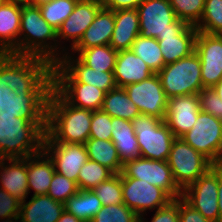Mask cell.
I'll list each match as a JSON object with an SVG mask.
<instances>
[{"instance_id":"obj_1","label":"cell","mask_w":222,"mask_h":222,"mask_svg":"<svg viewBox=\"0 0 222 222\" xmlns=\"http://www.w3.org/2000/svg\"><path fill=\"white\" fill-rule=\"evenodd\" d=\"M92 110L68 104L52 89L47 104L43 142L85 144L90 136Z\"/></svg>"},{"instance_id":"obj_2","label":"cell","mask_w":222,"mask_h":222,"mask_svg":"<svg viewBox=\"0 0 222 222\" xmlns=\"http://www.w3.org/2000/svg\"><path fill=\"white\" fill-rule=\"evenodd\" d=\"M46 122L0 112V159L26 158L43 150Z\"/></svg>"},{"instance_id":"obj_3","label":"cell","mask_w":222,"mask_h":222,"mask_svg":"<svg viewBox=\"0 0 222 222\" xmlns=\"http://www.w3.org/2000/svg\"><path fill=\"white\" fill-rule=\"evenodd\" d=\"M18 55L41 57L52 65L58 62L57 30L42 17L38 5L22 3Z\"/></svg>"},{"instance_id":"obj_4","label":"cell","mask_w":222,"mask_h":222,"mask_svg":"<svg viewBox=\"0 0 222 222\" xmlns=\"http://www.w3.org/2000/svg\"><path fill=\"white\" fill-rule=\"evenodd\" d=\"M52 67L41 57L3 54V81L16 95L29 94L52 72Z\"/></svg>"},{"instance_id":"obj_5","label":"cell","mask_w":222,"mask_h":222,"mask_svg":"<svg viewBox=\"0 0 222 222\" xmlns=\"http://www.w3.org/2000/svg\"><path fill=\"white\" fill-rule=\"evenodd\" d=\"M166 97L186 96L203 89L201 60L196 52L165 65L158 73Z\"/></svg>"},{"instance_id":"obj_6","label":"cell","mask_w":222,"mask_h":222,"mask_svg":"<svg viewBox=\"0 0 222 222\" xmlns=\"http://www.w3.org/2000/svg\"><path fill=\"white\" fill-rule=\"evenodd\" d=\"M140 156L167 161L176 138L164 120L140 113L132 121Z\"/></svg>"},{"instance_id":"obj_7","label":"cell","mask_w":222,"mask_h":222,"mask_svg":"<svg viewBox=\"0 0 222 222\" xmlns=\"http://www.w3.org/2000/svg\"><path fill=\"white\" fill-rule=\"evenodd\" d=\"M137 12L140 35L145 38L180 35L189 26L177 18L169 0H143Z\"/></svg>"},{"instance_id":"obj_8","label":"cell","mask_w":222,"mask_h":222,"mask_svg":"<svg viewBox=\"0 0 222 222\" xmlns=\"http://www.w3.org/2000/svg\"><path fill=\"white\" fill-rule=\"evenodd\" d=\"M167 161L173 179L182 191L213 166L205 156L187 144L181 137L174 139Z\"/></svg>"},{"instance_id":"obj_9","label":"cell","mask_w":222,"mask_h":222,"mask_svg":"<svg viewBox=\"0 0 222 222\" xmlns=\"http://www.w3.org/2000/svg\"><path fill=\"white\" fill-rule=\"evenodd\" d=\"M181 138L213 165L222 164V120L200 111L193 127Z\"/></svg>"},{"instance_id":"obj_10","label":"cell","mask_w":222,"mask_h":222,"mask_svg":"<svg viewBox=\"0 0 222 222\" xmlns=\"http://www.w3.org/2000/svg\"><path fill=\"white\" fill-rule=\"evenodd\" d=\"M53 89L74 107L101 110L106 92L77 82L58 62L53 64Z\"/></svg>"},{"instance_id":"obj_11","label":"cell","mask_w":222,"mask_h":222,"mask_svg":"<svg viewBox=\"0 0 222 222\" xmlns=\"http://www.w3.org/2000/svg\"><path fill=\"white\" fill-rule=\"evenodd\" d=\"M121 178L145 180L164 190L172 199L182 197V190L175 183L168 161L138 157L123 164Z\"/></svg>"},{"instance_id":"obj_12","label":"cell","mask_w":222,"mask_h":222,"mask_svg":"<svg viewBox=\"0 0 222 222\" xmlns=\"http://www.w3.org/2000/svg\"><path fill=\"white\" fill-rule=\"evenodd\" d=\"M182 198L211 222H220L218 209V165L182 191Z\"/></svg>"},{"instance_id":"obj_13","label":"cell","mask_w":222,"mask_h":222,"mask_svg":"<svg viewBox=\"0 0 222 222\" xmlns=\"http://www.w3.org/2000/svg\"><path fill=\"white\" fill-rule=\"evenodd\" d=\"M53 89V73L51 72L31 93L16 95L10 93L9 109L4 114L25 118L29 122H47V104Z\"/></svg>"},{"instance_id":"obj_14","label":"cell","mask_w":222,"mask_h":222,"mask_svg":"<svg viewBox=\"0 0 222 222\" xmlns=\"http://www.w3.org/2000/svg\"><path fill=\"white\" fill-rule=\"evenodd\" d=\"M123 203L139 217L146 211L166 206L173 199L161 188L145 180L122 178Z\"/></svg>"},{"instance_id":"obj_15","label":"cell","mask_w":222,"mask_h":222,"mask_svg":"<svg viewBox=\"0 0 222 222\" xmlns=\"http://www.w3.org/2000/svg\"><path fill=\"white\" fill-rule=\"evenodd\" d=\"M124 90L140 113L165 119L168 98L156 73L141 82L127 85Z\"/></svg>"},{"instance_id":"obj_16","label":"cell","mask_w":222,"mask_h":222,"mask_svg":"<svg viewBox=\"0 0 222 222\" xmlns=\"http://www.w3.org/2000/svg\"><path fill=\"white\" fill-rule=\"evenodd\" d=\"M102 6L101 0H81L77 2L73 12L57 30V39L60 40L58 41V61L68 51L66 50L68 48L61 46L63 42L61 40H69L72 50L78 44L86 29L92 24Z\"/></svg>"},{"instance_id":"obj_17","label":"cell","mask_w":222,"mask_h":222,"mask_svg":"<svg viewBox=\"0 0 222 222\" xmlns=\"http://www.w3.org/2000/svg\"><path fill=\"white\" fill-rule=\"evenodd\" d=\"M195 52L201 60L203 88H213L222 79V35L198 31Z\"/></svg>"},{"instance_id":"obj_18","label":"cell","mask_w":222,"mask_h":222,"mask_svg":"<svg viewBox=\"0 0 222 222\" xmlns=\"http://www.w3.org/2000/svg\"><path fill=\"white\" fill-rule=\"evenodd\" d=\"M43 151L52 160L55 172L77 183L80 169L88 160L85 144L43 142Z\"/></svg>"},{"instance_id":"obj_19","label":"cell","mask_w":222,"mask_h":222,"mask_svg":"<svg viewBox=\"0 0 222 222\" xmlns=\"http://www.w3.org/2000/svg\"><path fill=\"white\" fill-rule=\"evenodd\" d=\"M200 111L198 95L172 97L167 100L164 121L175 137H181L193 127Z\"/></svg>"},{"instance_id":"obj_20","label":"cell","mask_w":222,"mask_h":222,"mask_svg":"<svg viewBox=\"0 0 222 222\" xmlns=\"http://www.w3.org/2000/svg\"><path fill=\"white\" fill-rule=\"evenodd\" d=\"M58 63L79 83H85L104 90L115 89L113 71L100 72L84 65L74 54L65 53Z\"/></svg>"},{"instance_id":"obj_21","label":"cell","mask_w":222,"mask_h":222,"mask_svg":"<svg viewBox=\"0 0 222 222\" xmlns=\"http://www.w3.org/2000/svg\"><path fill=\"white\" fill-rule=\"evenodd\" d=\"M22 3L7 1L0 7V54L18 55Z\"/></svg>"},{"instance_id":"obj_22","label":"cell","mask_w":222,"mask_h":222,"mask_svg":"<svg viewBox=\"0 0 222 222\" xmlns=\"http://www.w3.org/2000/svg\"><path fill=\"white\" fill-rule=\"evenodd\" d=\"M0 188L21 201L27 199L31 193L28 190L27 157L0 159Z\"/></svg>"},{"instance_id":"obj_23","label":"cell","mask_w":222,"mask_h":222,"mask_svg":"<svg viewBox=\"0 0 222 222\" xmlns=\"http://www.w3.org/2000/svg\"><path fill=\"white\" fill-rule=\"evenodd\" d=\"M113 74L116 86L124 88L141 82L154 73L139 56L129 49L118 52Z\"/></svg>"},{"instance_id":"obj_24","label":"cell","mask_w":222,"mask_h":222,"mask_svg":"<svg viewBox=\"0 0 222 222\" xmlns=\"http://www.w3.org/2000/svg\"><path fill=\"white\" fill-rule=\"evenodd\" d=\"M65 210L63 203L45 195L31 196L21 202L18 222H57Z\"/></svg>"},{"instance_id":"obj_25","label":"cell","mask_w":222,"mask_h":222,"mask_svg":"<svg viewBox=\"0 0 222 222\" xmlns=\"http://www.w3.org/2000/svg\"><path fill=\"white\" fill-rule=\"evenodd\" d=\"M114 27V11L102 6L92 24L86 29L78 44L71 51H82L95 46L110 45Z\"/></svg>"},{"instance_id":"obj_26","label":"cell","mask_w":222,"mask_h":222,"mask_svg":"<svg viewBox=\"0 0 222 222\" xmlns=\"http://www.w3.org/2000/svg\"><path fill=\"white\" fill-rule=\"evenodd\" d=\"M115 27L110 46L115 51L129 50L132 43L140 35L139 15L137 9H121L114 11Z\"/></svg>"},{"instance_id":"obj_27","label":"cell","mask_w":222,"mask_h":222,"mask_svg":"<svg viewBox=\"0 0 222 222\" xmlns=\"http://www.w3.org/2000/svg\"><path fill=\"white\" fill-rule=\"evenodd\" d=\"M198 30L189 25L180 35L158 36V44L163 56L164 65L178 61L195 52Z\"/></svg>"},{"instance_id":"obj_28","label":"cell","mask_w":222,"mask_h":222,"mask_svg":"<svg viewBox=\"0 0 222 222\" xmlns=\"http://www.w3.org/2000/svg\"><path fill=\"white\" fill-rule=\"evenodd\" d=\"M54 173V164L43 150L27 157L28 190H34L33 196L47 194Z\"/></svg>"},{"instance_id":"obj_29","label":"cell","mask_w":222,"mask_h":222,"mask_svg":"<svg viewBox=\"0 0 222 222\" xmlns=\"http://www.w3.org/2000/svg\"><path fill=\"white\" fill-rule=\"evenodd\" d=\"M112 134L111 141L114 143L121 162L140 157L138 140L130 120L111 117Z\"/></svg>"},{"instance_id":"obj_30","label":"cell","mask_w":222,"mask_h":222,"mask_svg":"<svg viewBox=\"0 0 222 222\" xmlns=\"http://www.w3.org/2000/svg\"><path fill=\"white\" fill-rule=\"evenodd\" d=\"M88 159L99 163L111 170L114 174L122 172L123 163L118 151L111 140L89 138L85 142Z\"/></svg>"},{"instance_id":"obj_31","label":"cell","mask_w":222,"mask_h":222,"mask_svg":"<svg viewBox=\"0 0 222 222\" xmlns=\"http://www.w3.org/2000/svg\"><path fill=\"white\" fill-rule=\"evenodd\" d=\"M101 110L111 117L132 121L140 114L138 107L128 97L124 88L116 87L105 94Z\"/></svg>"},{"instance_id":"obj_32","label":"cell","mask_w":222,"mask_h":222,"mask_svg":"<svg viewBox=\"0 0 222 222\" xmlns=\"http://www.w3.org/2000/svg\"><path fill=\"white\" fill-rule=\"evenodd\" d=\"M65 210L83 222H90L102 208L101 201L93 190H78L64 204Z\"/></svg>"},{"instance_id":"obj_33","label":"cell","mask_w":222,"mask_h":222,"mask_svg":"<svg viewBox=\"0 0 222 222\" xmlns=\"http://www.w3.org/2000/svg\"><path fill=\"white\" fill-rule=\"evenodd\" d=\"M76 57L87 67L94 70L114 71L118 51H115L110 45L95 46L82 51H71L68 54H75Z\"/></svg>"},{"instance_id":"obj_34","label":"cell","mask_w":222,"mask_h":222,"mask_svg":"<svg viewBox=\"0 0 222 222\" xmlns=\"http://www.w3.org/2000/svg\"><path fill=\"white\" fill-rule=\"evenodd\" d=\"M131 50L147 64L153 73L157 74L165 66L156 38L138 35L132 43Z\"/></svg>"},{"instance_id":"obj_35","label":"cell","mask_w":222,"mask_h":222,"mask_svg":"<svg viewBox=\"0 0 222 222\" xmlns=\"http://www.w3.org/2000/svg\"><path fill=\"white\" fill-rule=\"evenodd\" d=\"M78 1L79 0H51L43 2L38 6L46 22L58 30L73 12Z\"/></svg>"},{"instance_id":"obj_36","label":"cell","mask_w":222,"mask_h":222,"mask_svg":"<svg viewBox=\"0 0 222 222\" xmlns=\"http://www.w3.org/2000/svg\"><path fill=\"white\" fill-rule=\"evenodd\" d=\"M113 175L114 173L105 166L88 159L80 169L77 187L80 190H93Z\"/></svg>"},{"instance_id":"obj_37","label":"cell","mask_w":222,"mask_h":222,"mask_svg":"<svg viewBox=\"0 0 222 222\" xmlns=\"http://www.w3.org/2000/svg\"><path fill=\"white\" fill-rule=\"evenodd\" d=\"M195 28L206 34L222 35V0H205L202 18Z\"/></svg>"},{"instance_id":"obj_38","label":"cell","mask_w":222,"mask_h":222,"mask_svg":"<svg viewBox=\"0 0 222 222\" xmlns=\"http://www.w3.org/2000/svg\"><path fill=\"white\" fill-rule=\"evenodd\" d=\"M93 191L102 206L124 204L121 174H114L108 180L98 184Z\"/></svg>"},{"instance_id":"obj_39","label":"cell","mask_w":222,"mask_h":222,"mask_svg":"<svg viewBox=\"0 0 222 222\" xmlns=\"http://www.w3.org/2000/svg\"><path fill=\"white\" fill-rule=\"evenodd\" d=\"M179 20L196 26L203 14L205 0H169Z\"/></svg>"},{"instance_id":"obj_40","label":"cell","mask_w":222,"mask_h":222,"mask_svg":"<svg viewBox=\"0 0 222 222\" xmlns=\"http://www.w3.org/2000/svg\"><path fill=\"white\" fill-rule=\"evenodd\" d=\"M90 222H139V216L125 204L106 205Z\"/></svg>"},{"instance_id":"obj_41","label":"cell","mask_w":222,"mask_h":222,"mask_svg":"<svg viewBox=\"0 0 222 222\" xmlns=\"http://www.w3.org/2000/svg\"><path fill=\"white\" fill-rule=\"evenodd\" d=\"M77 183L73 180L54 173L47 195L55 201L65 204L66 201L78 192Z\"/></svg>"},{"instance_id":"obj_42","label":"cell","mask_w":222,"mask_h":222,"mask_svg":"<svg viewBox=\"0 0 222 222\" xmlns=\"http://www.w3.org/2000/svg\"><path fill=\"white\" fill-rule=\"evenodd\" d=\"M111 116L102 110L92 111L91 128L89 138L111 140L112 134Z\"/></svg>"},{"instance_id":"obj_43","label":"cell","mask_w":222,"mask_h":222,"mask_svg":"<svg viewBox=\"0 0 222 222\" xmlns=\"http://www.w3.org/2000/svg\"><path fill=\"white\" fill-rule=\"evenodd\" d=\"M198 97L201 111L222 120V99L212 88H203Z\"/></svg>"},{"instance_id":"obj_44","label":"cell","mask_w":222,"mask_h":222,"mask_svg":"<svg viewBox=\"0 0 222 222\" xmlns=\"http://www.w3.org/2000/svg\"><path fill=\"white\" fill-rule=\"evenodd\" d=\"M144 216L139 217V222H145ZM150 222H179V198L155 210Z\"/></svg>"},{"instance_id":"obj_45","label":"cell","mask_w":222,"mask_h":222,"mask_svg":"<svg viewBox=\"0 0 222 222\" xmlns=\"http://www.w3.org/2000/svg\"><path fill=\"white\" fill-rule=\"evenodd\" d=\"M179 222H211L182 197L179 198Z\"/></svg>"},{"instance_id":"obj_46","label":"cell","mask_w":222,"mask_h":222,"mask_svg":"<svg viewBox=\"0 0 222 222\" xmlns=\"http://www.w3.org/2000/svg\"><path fill=\"white\" fill-rule=\"evenodd\" d=\"M12 89L3 81V54H0V112L9 109Z\"/></svg>"},{"instance_id":"obj_47","label":"cell","mask_w":222,"mask_h":222,"mask_svg":"<svg viewBox=\"0 0 222 222\" xmlns=\"http://www.w3.org/2000/svg\"><path fill=\"white\" fill-rule=\"evenodd\" d=\"M105 8L113 11L121 9H137L143 0H101Z\"/></svg>"},{"instance_id":"obj_48","label":"cell","mask_w":222,"mask_h":222,"mask_svg":"<svg viewBox=\"0 0 222 222\" xmlns=\"http://www.w3.org/2000/svg\"><path fill=\"white\" fill-rule=\"evenodd\" d=\"M218 209L220 222H222V164L218 165Z\"/></svg>"},{"instance_id":"obj_49","label":"cell","mask_w":222,"mask_h":222,"mask_svg":"<svg viewBox=\"0 0 222 222\" xmlns=\"http://www.w3.org/2000/svg\"><path fill=\"white\" fill-rule=\"evenodd\" d=\"M57 222H83L76 216L68 213L66 210L62 213L60 219Z\"/></svg>"},{"instance_id":"obj_50","label":"cell","mask_w":222,"mask_h":222,"mask_svg":"<svg viewBox=\"0 0 222 222\" xmlns=\"http://www.w3.org/2000/svg\"><path fill=\"white\" fill-rule=\"evenodd\" d=\"M217 95L222 99V79L212 88Z\"/></svg>"},{"instance_id":"obj_51","label":"cell","mask_w":222,"mask_h":222,"mask_svg":"<svg viewBox=\"0 0 222 222\" xmlns=\"http://www.w3.org/2000/svg\"><path fill=\"white\" fill-rule=\"evenodd\" d=\"M47 1H51V0H28V4L30 5H39L43 2H47Z\"/></svg>"},{"instance_id":"obj_52","label":"cell","mask_w":222,"mask_h":222,"mask_svg":"<svg viewBox=\"0 0 222 222\" xmlns=\"http://www.w3.org/2000/svg\"><path fill=\"white\" fill-rule=\"evenodd\" d=\"M8 1H13V2H20V3H27L28 4V0H8Z\"/></svg>"},{"instance_id":"obj_53","label":"cell","mask_w":222,"mask_h":222,"mask_svg":"<svg viewBox=\"0 0 222 222\" xmlns=\"http://www.w3.org/2000/svg\"><path fill=\"white\" fill-rule=\"evenodd\" d=\"M8 0H0V7L3 6Z\"/></svg>"}]
</instances>
